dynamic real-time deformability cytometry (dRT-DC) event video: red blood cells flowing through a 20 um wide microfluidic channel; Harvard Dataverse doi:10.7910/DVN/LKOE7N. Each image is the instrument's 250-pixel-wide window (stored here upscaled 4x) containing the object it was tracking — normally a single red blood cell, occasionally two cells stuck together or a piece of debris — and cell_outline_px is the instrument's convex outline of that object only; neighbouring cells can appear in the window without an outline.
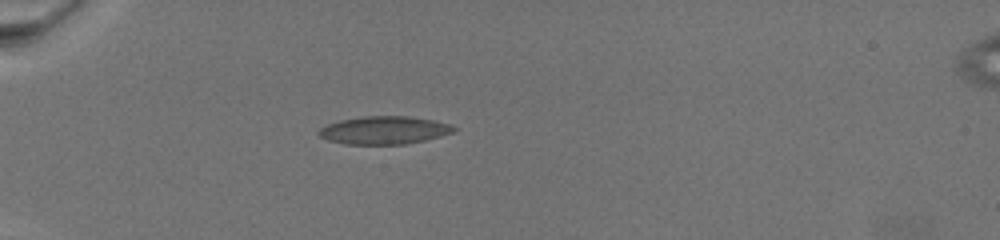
{"species": "common noctule bat (a hibernating species)", "species_latin": "Nyctalus noctula", "temperature_condition": "warm", "stored_images_in_passage": 18, "camera_frame_rate_fps": 3000, "um_per_image_px": 0.085, "animal": {"sex": "female", "body_mass_g": 19.5, "forearm_length_mm": 54.1}, "frame": {"image": 1, "passage_image": 1, "time_ms": 0.0, "image_size_px": [1000, 240], "cell_outline_px": [[456, 128], [452, 132], [440, 136], [408, 144], [344, 144], [328, 140], [320, 136], [320, 128], [328, 124], [340, 120], [364, 116], [404, 116], [432, 120], [448, 124]], "centroid_in_image_um": [32.63, 11.07], "position_along_channel_um": 52.4, "area_um2": 21.62}}
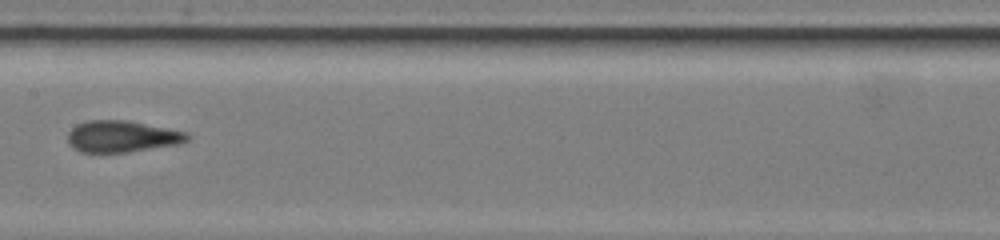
{"frame": {"image": 2, "passage_image": 7, "time_ms": 5.667, "image_size_px": [1000, 240], "cell_outline_px": [[188, 140], [180, 144], [128, 152], [80, 152], [72, 148], [68, 144], [68, 132], [76, 124], [88, 120], [128, 120], [184, 132], [188, 136]], "centroid_in_image_um": [10.31, 11.6], "position_along_channel_um": 197.1, "area_um2": 21.91}}
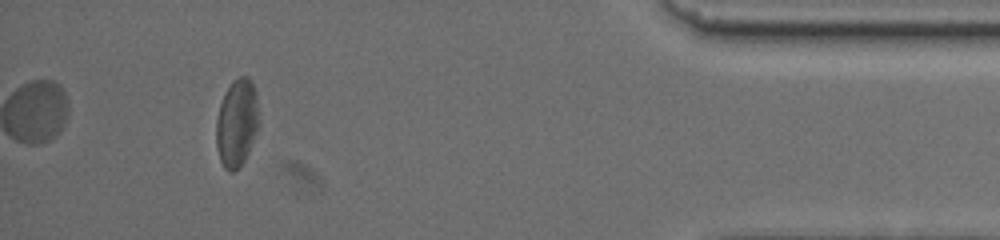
{"frame": {"image": 3, "passage_image": 16, "time_ms": 14.333, "image_size_px": [1000, 240], "cell_outline_px": [[256, 128], [248, 152], [240, 168], [232, 172], [228, 172], [224, 168], [220, 160], [216, 148], [216, 120], [220, 104], [232, 80], [240, 76], [248, 76], [252, 80], [256, 96]], "centroid_in_image_um": [20.08, 10.47], "position_along_channel_um": 415.1, "area_um2": 21.33}}